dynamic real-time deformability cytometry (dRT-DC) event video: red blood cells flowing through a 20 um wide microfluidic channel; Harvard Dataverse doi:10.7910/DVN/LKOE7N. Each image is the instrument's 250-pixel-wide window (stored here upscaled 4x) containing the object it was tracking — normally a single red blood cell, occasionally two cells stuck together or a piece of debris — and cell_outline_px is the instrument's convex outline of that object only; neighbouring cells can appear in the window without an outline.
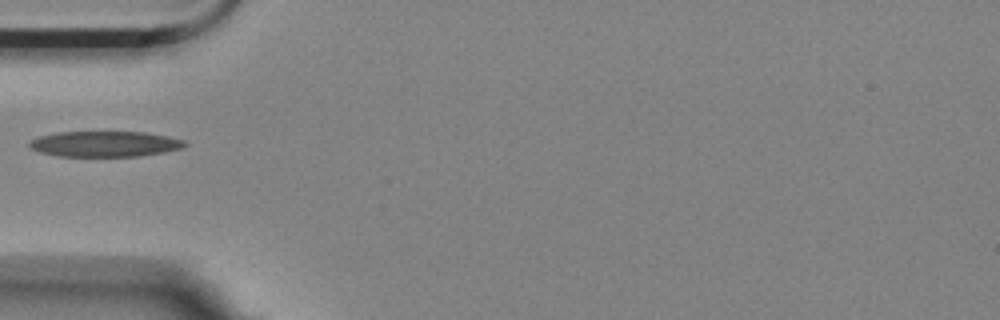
{"species": "Egyptian fruit bat (a non-hibernating species)", "species_latin": "Rousettus aegyptiacus", "temperature_condition": "room temperature", "stored_images_in_passage": 24, "camera_frame_rate_fps": 3000, "um_per_image_px": 0.085, "animal": {"sex": "female"}, "frame": {"image": 1, "passage_image": 1, "time_ms": 0.0, "image_size_px": [1000, 320], "cell_outline_px": [[188, 144], [184, 148], [164, 152], [140, 156], [56, 156], [40, 152], [32, 148], [28, 144], [28, 140], [40, 136], [56, 132], [144, 132], [168, 136], [184, 140]], "centroid_in_image_um": [8.92, 12.23], "position_along_channel_um": 76.1, "area_um2": 23.29}}